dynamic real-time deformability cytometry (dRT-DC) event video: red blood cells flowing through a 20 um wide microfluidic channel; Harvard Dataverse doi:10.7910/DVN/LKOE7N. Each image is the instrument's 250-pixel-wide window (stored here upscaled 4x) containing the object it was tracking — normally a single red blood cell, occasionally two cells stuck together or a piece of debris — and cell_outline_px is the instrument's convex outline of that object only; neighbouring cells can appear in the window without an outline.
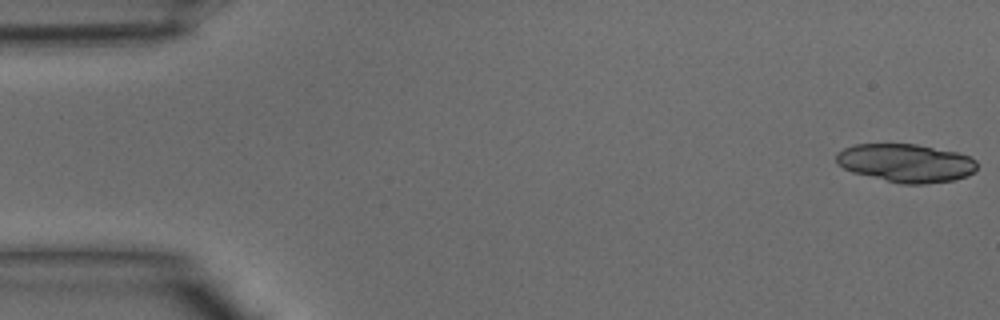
{"species": "common noctule bat (a hibernating species)", "species_latin": "Nyctalus noctula", "temperature_condition": "warm", "stored_images_in_passage": 41, "segment_of_instrument_passage": [1, 2], "camera_frame_rate_fps": 3000, "um_per_image_px": 0.085, "animal": {"sex": "male", "body_mass_g": 15.6}, "frame": {"image": 1, "passage_image": 1, "time_ms": 0.0, "image_size_px": [1000, 320], "cell_outline_px": [[976, 168], [968, 176], [952, 180], [924, 184], [904, 184], [852, 172], [844, 168], [836, 160], [836, 152], [844, 148], [856, 144], [916, 144], [956, 152], [968, 156], [976, 160]], "centroid_in_image_um": [77.0, 13.85], "position_along_channel_um": 8.0, "area_um2": 31.1}}